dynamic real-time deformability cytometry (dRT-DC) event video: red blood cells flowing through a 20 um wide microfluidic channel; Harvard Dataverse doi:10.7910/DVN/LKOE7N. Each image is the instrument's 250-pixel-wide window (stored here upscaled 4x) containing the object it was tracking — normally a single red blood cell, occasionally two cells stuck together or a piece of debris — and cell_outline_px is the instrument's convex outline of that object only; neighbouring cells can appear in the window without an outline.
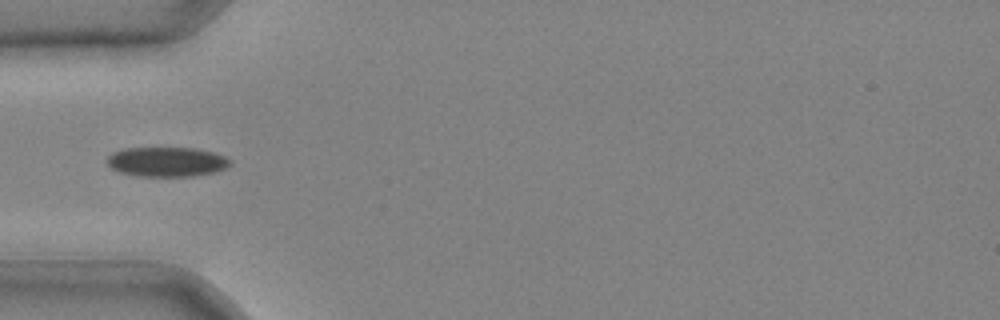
{"species": "common noctule bat (a hibernating species)", "species_latin": "Nyctalus noctula", "temperature_condition": "cold", "stored_images_in_passage": 10, "camera_frame_rate_fps": 3000, "um_per_image_px": 0.085, "animal": {"sex": "male", "body_mass_g": 20.4}, "frame": {"image": 1, "passage_image": 5, "time_ms": 1.333, "image_size_px": [1000, 320], "cell_outline_px": [[232, 164], [224, 168], [212, 172], [192, 176], [136, 176], [120, 172], [112, 168], [104, 160], [112, 152], [124, 148], [196, 148], [212, 152], [224, 156], [232, 160]], "centroid_in_image_um": [14.14, 13.75], "position_along_channel_um": 70.9, "area_um2": 21.27}}
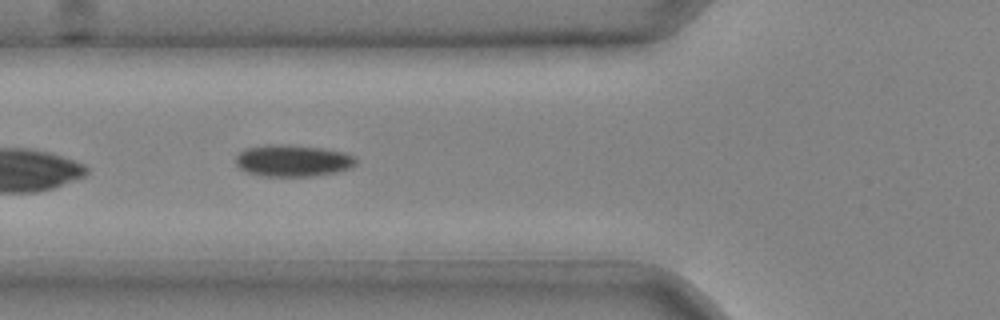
{"frame": {"image": 2, "passage_image": 7, "time_ms": 2.0, "image_size_px": [1000, 320], "cell_outline_px": [[356, 164], [348, 168], [336, 172], [312, 176], [264, 176], [248, 172], [240, 168], [236, 164], [236, 156], [244, 148], [268, 144], [288, 144], [320, 148], [344, 152], [352, 156], [356, 160]], "centroid_in_image_um": [24.85, 13.64], "position_along_channel_um": 100.9, "area_um2": 22.14}}